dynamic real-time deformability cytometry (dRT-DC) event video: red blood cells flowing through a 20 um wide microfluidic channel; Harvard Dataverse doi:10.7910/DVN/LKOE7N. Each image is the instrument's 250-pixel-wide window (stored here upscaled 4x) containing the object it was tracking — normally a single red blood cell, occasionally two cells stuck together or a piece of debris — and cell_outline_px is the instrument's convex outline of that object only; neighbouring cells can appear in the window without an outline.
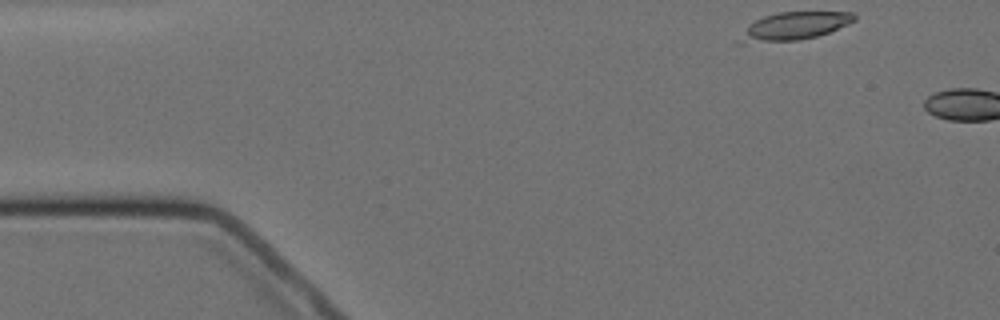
{"species": "Egyptian fruit bat (a non-hibernating species)", "species_latin": "Rousettus aegyptiacus", "temperature_condition": "cold", "stored_images_in_passage": 2, "camera_frame_rate_fps": 3000, "um_per_image_px": 0.085, "animal": {"sex": "female"}, "frame": {"image": 1, "passage_image": 1, "time_ms": 0.0, "image_size_px": [1000, 320], "cell_outline_px": [[856, 20], [848, 24], [828, 32], [816, 36], [800, 40], [740, 44], [736, 44], [736, 40], [756, 20], [764, 16], [776, 12], [852, 12], [856, 16]], "centroid_in_image_um": [67.48, 2.23], "position_along_channel_um": 17.5, "area_um2": 18.55}}